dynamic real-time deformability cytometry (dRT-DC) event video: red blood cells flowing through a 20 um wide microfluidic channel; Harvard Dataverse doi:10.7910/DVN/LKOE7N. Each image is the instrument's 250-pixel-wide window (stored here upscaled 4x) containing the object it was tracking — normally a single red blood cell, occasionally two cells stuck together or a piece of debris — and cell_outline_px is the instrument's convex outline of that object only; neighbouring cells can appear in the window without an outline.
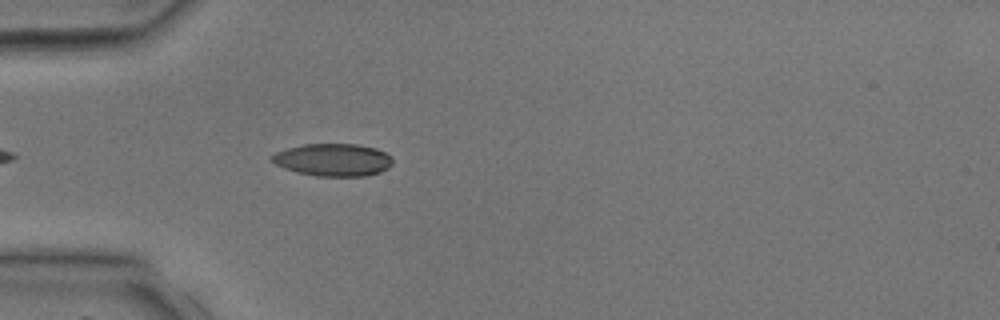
{"species": "common noctule bat (a hibernating species)", "species_latin": "Nyctalus noctula", "temperature_condition": "room temperature", "stored_images_in_passage": 2, "camera_frame_rate_fps": 3000, "um_per_image_px": 0.085, "animal": {"sex": "male", "body_mass_g": 17.9, "forearm_length_mm": 54.2}, "frame": {"image": 1, "passage_image": 2, "time_ms": 1.333, "image_size_px": [1000, 320], "cell_outline_px": [[392, 164], [388, 168], [380, 172], [368, 176], [316, 176], [296, 172], [284, 168], [268, 160], [268, 156], [276, 152], [288, 148], [304, 144], [356, 144], [376, 148], [392, 156]], "centroid_in_image_um": [28.29, 13.59], "position_along_channel_um": 56.7, "area_um2": 23.12}}